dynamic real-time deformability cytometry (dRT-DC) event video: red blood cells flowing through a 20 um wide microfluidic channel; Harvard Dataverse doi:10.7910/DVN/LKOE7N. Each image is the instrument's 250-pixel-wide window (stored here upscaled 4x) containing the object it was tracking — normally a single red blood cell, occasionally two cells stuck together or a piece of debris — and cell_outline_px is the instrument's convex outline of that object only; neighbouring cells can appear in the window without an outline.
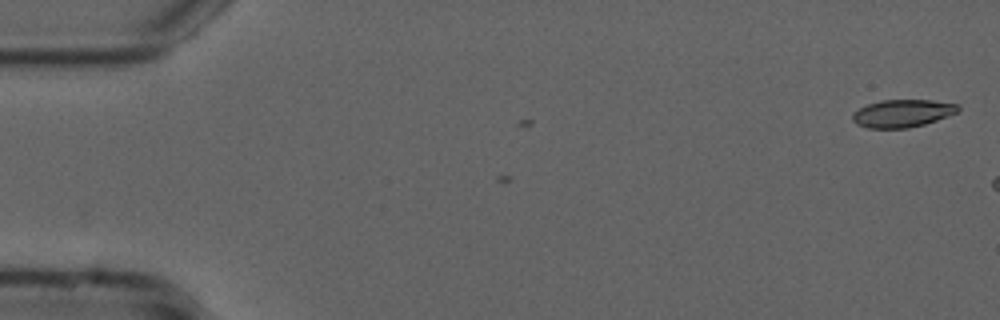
{"species": "common noctule bat (a hibernating species)", "species_latin": "Nyctalus noctula", "temperature_condition": "cold", "stored_images_in_passage": 6, "camera_frame_rate_fps": 3000, "um_per_image_px": 0.085, "animal": {"sex": "male", "forearm_length_mm": 52.5}, "frame": {"image": 1, "passage_image": 6, "time_ms": 1.667, "image_size_px": [1000, 320], "cell_outline_px": [[960, 112], [924, 124], [908, 128], [868, 128], [856, 124], [852, 120], [852, 112], [868, 104], [880, 100], [932, 100], [960, 104]], "centroid_in_image_um": [76.73, 9.63], "position_along_channel_um": 8.3, "area_um2": 17.17}}